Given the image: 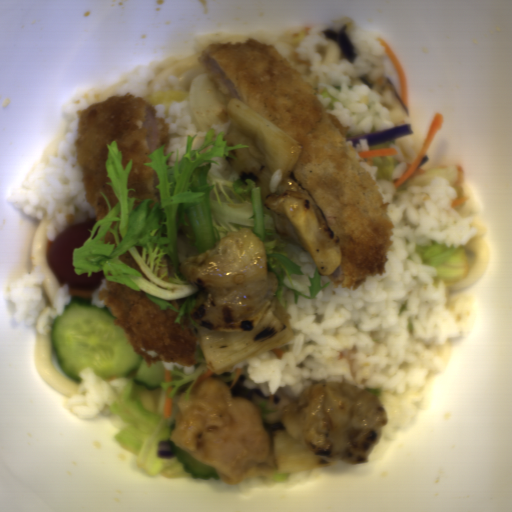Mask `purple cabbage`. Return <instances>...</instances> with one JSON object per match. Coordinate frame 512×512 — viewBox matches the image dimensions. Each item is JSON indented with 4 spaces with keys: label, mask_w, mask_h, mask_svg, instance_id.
I'll list each match as a JSON object with an SVG mask.
<instances>
[{
    "label": "purple cabbage",
    "mask_w": 512,
    "mask_h": 512,
    "mask_svg": "<svg viewBox=\"0 0 512 512\" xmlns=\"http://www.w3.org/2000/svg\"><path fill=\"white\" fill-rule=\"evenodd\" d=\"M413 132L410 124H403L383 130L345 137L348 142H353L354 146L360 144V140H366L368 145L376 146L386 144L390 141L399 139Z\"/></svg>",
    "instance_id": "purple-cabbage-1"
},
{
    "label": "purple cabbage",
    "mask_w": 512,
    "mask_h": 512,
    "mask_svg": "<svg viewBox=\"0 0 512 512\" xmlns=\"http://www.w3.org/2000/svg\"><path fill=\"white\" fill-rule=\"evenodd\" d=\"M346 26H341L340 30L336 32L334 29L324 28L321 34L330 37L336 41L341 49L342 55L350 63L356 58V50L345 32Z\"/></svg>",
    "instance_id": "purple-cabbage-2"
},
{
    "label": "purple cabbage",
    "mask_w": 512,
    "mask_h": 512,
    "mask_svg": "<svg viewBox=\"0 0 512 512\" xmlns=\"http://www.w3.org/2000/svg\"><path fill=\"white\" fill-rule=\"evenodd\" d=\"M246 380V376L243 374L239 376V378L236 380V382L232 385V387L229 389L231 398L232 397H244L249 399L250 401L254 396H260L263 399H267L268 396H264L261 389L256 388H247L244 385V382Z\"/></svg>",
    "instance_id": "purple-cabbage-3"
},
{
    "label": "purple cabbage",
    "mask_w": 512,
    "mask_h": 512,
    "mask_svg": "<svg viewBox=\"0 0 512 512\" xmlns=\"http://www.w3.org/2000/svg\"><path fill=\"white\" fill-rule=\"evenodd\" d=\"M172 440H161L157 444V455L159 458H173L176 454L173 450Z\"/></svg>",
    "instance_id": "purple-cabbage-4"
},
{
    "label": "purple cabbage",
    "mask_w": 512,
    "mask_h": 512,
    "mask_svg": "<svg viewBox=\"0 0 512 512\" xmlns=\"http://www.w3.org/2000/svg\"><path fill=\"white\" fill-rule=\"evenodd\" d=\"M262 427L268 431L269 435L275 431H286L284 423L276 421L272 423H265L262 421Z\"/></svg>",
    "instance_id": "purple-cabbage-5"
}]
</instances>
